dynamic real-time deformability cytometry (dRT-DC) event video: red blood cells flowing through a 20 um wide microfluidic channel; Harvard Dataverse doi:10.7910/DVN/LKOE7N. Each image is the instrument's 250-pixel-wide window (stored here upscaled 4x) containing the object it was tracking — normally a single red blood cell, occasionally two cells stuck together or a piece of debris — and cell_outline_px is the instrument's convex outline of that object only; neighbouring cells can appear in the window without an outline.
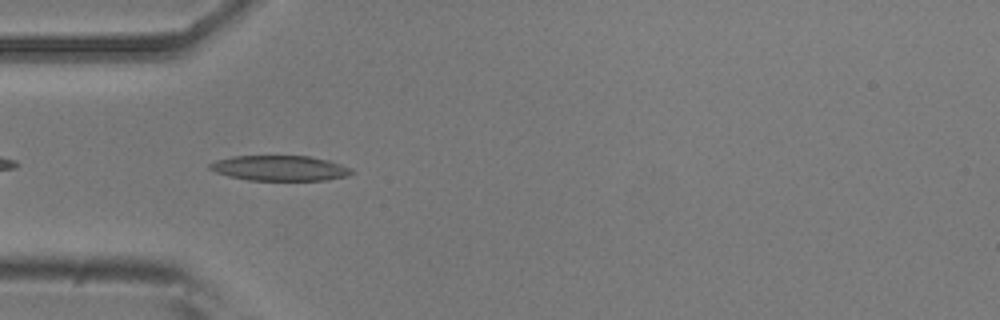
{"species": "common noctule bat (a hibernating species)", "species_latin": "Nyctalus noctula", "temperature_condition": "room temperature", "stored_images_in_passage": 24, "camera_frame_rate_fps": 3000, "um_per_image_px": 0.085, "animal": {"sex": "male", "body_mass_g": 20.5, "forearm_length_mm": 52.5}, "frame": {"image": 1, "passage_image": 3, "time_ms": 0.667, "image_size_px": [1000, 320], "cell_outline_px": [[356, 172], [344, 176], [328, 180], [248, 180], [228, 176], [216, 172], [208, 168], [208, 164], [216, 160], [232, 156], [308, 156], [328, 160], [352, 168]], "centroid_in_image_um": [23.77, 14.29], "position_along_channel_um": 61.2, "area_um2": 20.87}}
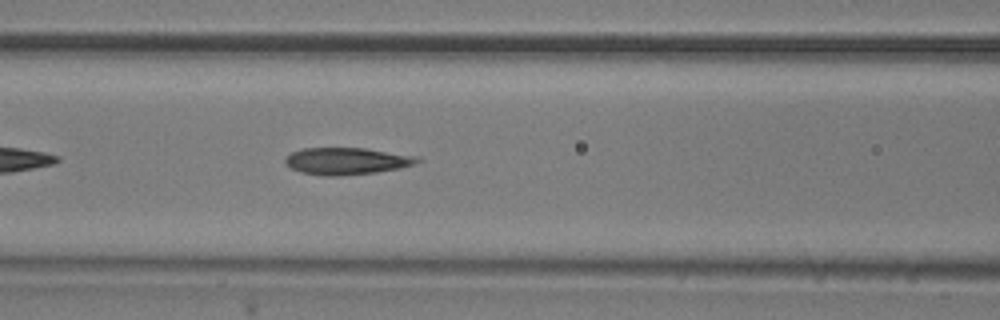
{"frame": {"image": 2, "passage_image": 9, "time_ms": 2.667, "image_size_px": [1000, 320], "cell_outline_px": [[424, 160], [400, 168], [376, 172], [340, 176], [324, 176], [300, 172], [292, 168], [284, 160], [292, 152], [304, 148], [364, 148], [416, 156]], "centroid_in_image_um": [29.48, 13.69], "position_along_channel_um": 137.1, "area_um2": 20.58}}
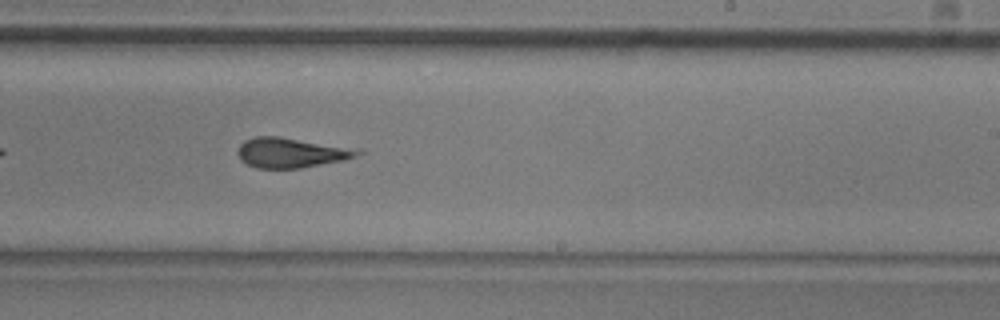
{"frame": {"image": 3, "passage_image": 19, "time_ms": 6.0, "image_size_px": [1000, 320], "cell_outline_px": [[364, 152], [344, 160], [300, 168], [256, 168], [240, 160], [236, 152], [240, 144], [244, 140], [256, 136], [280, 136], [360, 148]], "centroid_in_image_um": [24.75, 12.96], "position_along_channel_um": 264.2, "area_um2": 21.21}}